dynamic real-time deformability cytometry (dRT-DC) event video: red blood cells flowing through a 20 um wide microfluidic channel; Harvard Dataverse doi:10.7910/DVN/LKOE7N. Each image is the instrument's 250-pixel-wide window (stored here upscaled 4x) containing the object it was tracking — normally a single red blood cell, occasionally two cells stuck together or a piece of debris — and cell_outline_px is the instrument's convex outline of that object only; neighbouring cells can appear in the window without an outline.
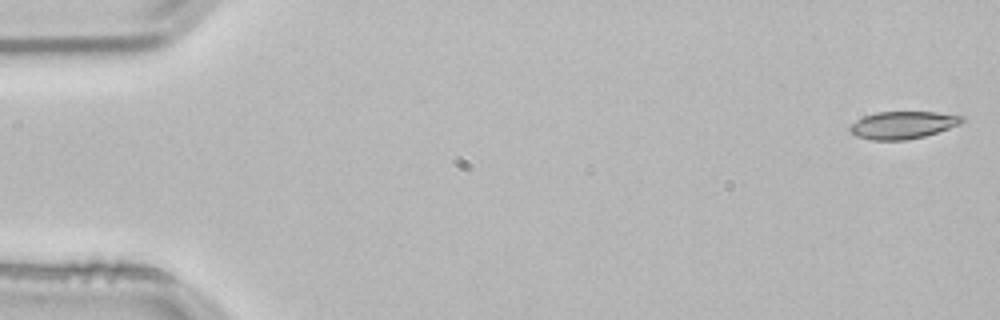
{"species": "common noctule bat (a hibernating species)", "species_latin": "Nyctalus noctula", "temperature_condition": "room temperature", "stored_images_in_passage": 52, "camera_frame_rate_fps": 3000, "um_per_image_px": 0.085, "animal": {"sex": "male", "body_mass_g": 21.5, "forearm_length_mm": 52.0}, "frame": {"image": 1, "passage_image": 1, "time_ms": 0.0, "image_size_px": [1000, 320], "cell_outline_px": [[964, 120], [960, 124], [924, 136], [904, 140], [872, 140], [856, 136], [848, 128], [856, 120], [864, 116], [876, 112], [936, 112], [964, 116]], "centroid_in_image_um": [76.73, 10.62], "position_along_channel_um": 8.3, "area_um2": 17.74}}
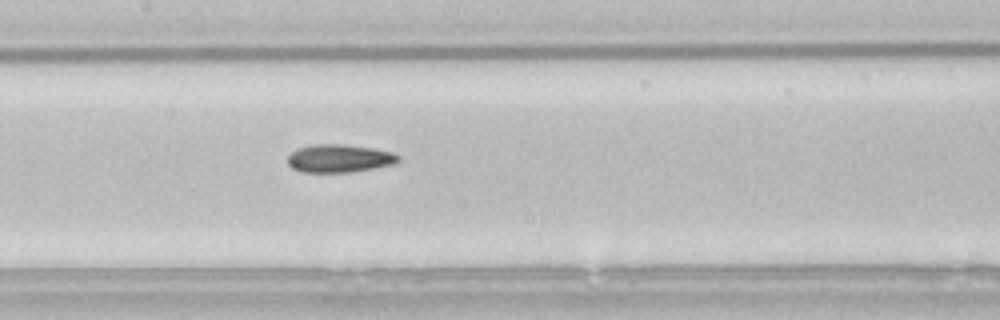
{"frame": {"image": 2, "passage_image": 25, "time_ms": 8.0, "image_size_px": [1000, 320], "cell_outline_px": [[400, 160], [396, 164], [352, 172], [300, 172], [292, 168], [288, 164], [288, 156], [296, 148], [312, 144], [344, 144], [372, 148], [392, 152], [400, 156]], "centroid_in_image_um": [28.84, 13.46], "position_along_channel_um": 178.6, "area_um2": 18.26}}
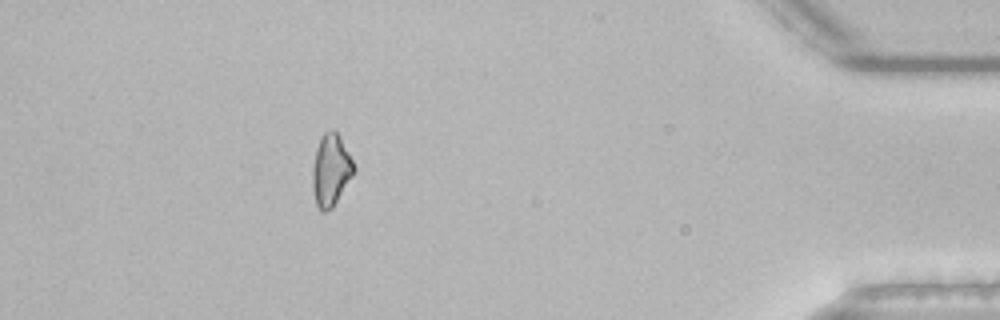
{"frame": {"image": 3, "passage_image": 47, "time_ms": 15.333, "image_size_px": [1000, 320], "cell_outline_px": [[356, 168], [352, 176], [332, 208], [324, 212], [320, 212], [316, 204], [312, 188], [312, 168], [316, 148], [324, 132], [332, 128], [340, 136]], "centroid_in_image_um": [28.1, 14.46], "position_along_channel_um": 407.1, "area_um2": 17.28}, "authors_computed_cell_mechanics": {"area_um2": 17.7446, "velocity_mm_per_s": 3.8455, "shape_relaxation_time_tau1_ms": 7.9095, "shape_relaxation_time_tau2_ms": null, "deformation_change_tau1": 0.1552, "deformation_change_tau2": null}}